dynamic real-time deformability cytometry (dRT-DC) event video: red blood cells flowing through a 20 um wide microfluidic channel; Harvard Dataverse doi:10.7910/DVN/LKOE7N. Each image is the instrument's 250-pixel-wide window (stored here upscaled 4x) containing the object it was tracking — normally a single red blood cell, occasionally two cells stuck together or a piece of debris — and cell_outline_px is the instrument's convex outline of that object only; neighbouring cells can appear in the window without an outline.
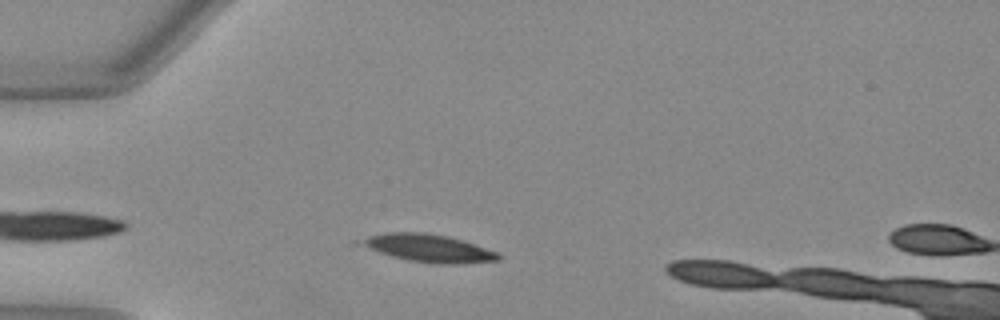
{"species": "Egyptian fruit bat (a non-hibernating species)", "species_latin": "Rousettus aegyptiacus", "temperature_condition": "warm", "stored_images_in_passage": 3, "camera_frame_rate_fps": 3000, "um_per_image_px": 0.085, "animal": {"sex": "female"}, "frame": {"image": 1, "passage_image": 2, "time_ms": 0.333, "image_size_px": [1000, 320], "cell_outline_px": [[500, 260], [456, 264], [444, 264], [408, 260], [392, 256], [380, 252], [352, 240], [384, 232], [424, 232], [448, 236], [496, 252], [500, 256]], "centroid_in_image_um": [36.36, 21.08], "position_along_channel_um": 48.6, "area_um2": 21.79}}